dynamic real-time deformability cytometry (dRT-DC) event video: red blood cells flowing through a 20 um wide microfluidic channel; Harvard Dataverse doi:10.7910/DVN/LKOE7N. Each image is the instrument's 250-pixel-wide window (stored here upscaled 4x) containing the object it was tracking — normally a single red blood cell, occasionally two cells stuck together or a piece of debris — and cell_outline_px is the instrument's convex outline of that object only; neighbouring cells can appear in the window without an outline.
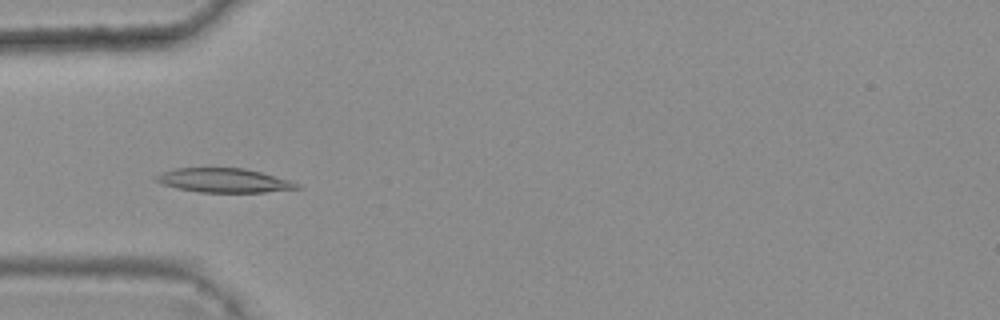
{"species": "common noctule bat (a hibernating species)", "species_latin": "Nyctalus noctula", "temperature_condition": "warm", "stored_images_in_passage": 5, "camera_frame_rate_fps": 3000, "um_per_image_px": 0.085, "animal": {"sex": "female", "body_mass_g": 25.1}, "frame": {"image": 1, "passage_image": 5, "time_ms": 1.333, "image_size_px": [1000, 320], "cell_outline_px": [[304, 188], [264, 192], [200, 192], [176, 188], [164, 184], [156, 180], [152, 176], [176, 168], [244, 168], [260, 172], [288, 180], [300, 184]], "centroid_in_image_um": [19.05, 15.34], "position_along_channel_um": 66.0, "area_um2": 19.65}}